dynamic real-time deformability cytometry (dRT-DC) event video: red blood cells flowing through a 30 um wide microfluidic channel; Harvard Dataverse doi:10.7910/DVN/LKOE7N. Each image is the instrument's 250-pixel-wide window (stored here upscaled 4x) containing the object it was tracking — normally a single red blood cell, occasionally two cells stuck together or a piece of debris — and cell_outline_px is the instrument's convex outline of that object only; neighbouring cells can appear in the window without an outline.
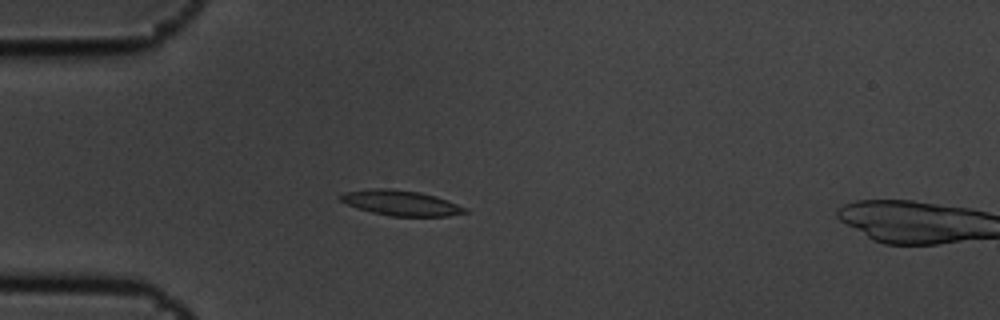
{"species": "common noctule bat (a hibernating species)", "species_latin": "Nyctalus noctula", "temperature_condition": "cold", "stored_images_in_passage": 5, "camera_frame_rate_fps": 3000, "um_per_image_px": 0.085, "animal": {"sex": "male", "body_mass_g": 19.5, "forearm_length_mm": 54.6}, "frame": {"image": 1, "passage_image": 4, "time_ms": 1.0, "image_size_px": [1000, 320], "cell_outline_px": [[468, 212], [448, 216], [392, 216], [372, 212], [348, 204], [340, 200], [336, 196], [344, 192], [372, 188], [388, 188], [420, 192], [436, 196], [468, 208]], "centroid_in_image_um": [34.08, 17.24], "position_along_channel_um": 50.9, "area_um2": 18.26}}